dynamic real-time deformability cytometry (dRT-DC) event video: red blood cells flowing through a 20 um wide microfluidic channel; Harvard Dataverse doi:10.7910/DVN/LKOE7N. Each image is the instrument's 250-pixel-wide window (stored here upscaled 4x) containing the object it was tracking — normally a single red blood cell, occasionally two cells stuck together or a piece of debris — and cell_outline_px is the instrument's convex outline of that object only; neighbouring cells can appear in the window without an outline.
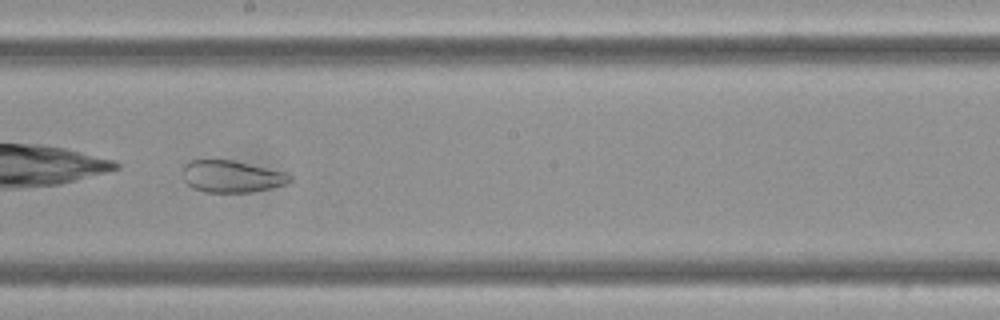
{"species": "Egyptian fruit bat (a non-hibernating species)", "species_latin": "Rousettus aegyptiacus", "temperature_condition": "cold", "stored_images_in_passage": 10, "camera_frame_rate_fps": 3000, "um_per_image_px": 0.085, "frame": {"image": 1, "passage_image": 9, "time_ms": 2.667, "image_size_px": [1000, 320], "cell_outline_px": [[292, 180], [284, 184], [268, 188], [248, 192], [204, 192], [192, 188], [184, 180], [184, 164], [188, 160], [232, 160], [288, 172], [292, 176]], "centroid_in_image_um": [19.69, 14.99], "position_along_channel_um": 228.5, "area_um2": 19.88}}